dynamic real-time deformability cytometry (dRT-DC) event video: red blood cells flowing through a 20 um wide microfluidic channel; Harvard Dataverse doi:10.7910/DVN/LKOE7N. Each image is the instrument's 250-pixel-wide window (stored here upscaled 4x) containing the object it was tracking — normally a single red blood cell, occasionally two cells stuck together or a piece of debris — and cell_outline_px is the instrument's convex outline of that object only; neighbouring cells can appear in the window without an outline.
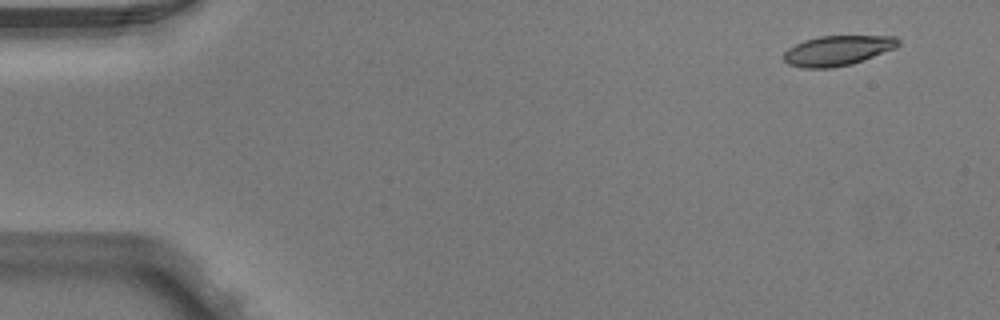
{"species": "Egyptian fruit bat (a non-hibernating species)", "species_latin": "Rousettus aegyptiacus", "temperature_condition": "warm", "stored_images_in_passage": 4, "camera_frame_rate_fps": 3000, "um_per_image_px": 0.085, "animal": {"sex": "male"}, "frame": {"image": 1, "passage_image": 1, "time_ms": 0.0, "image_size_px": [1000, 320], "cell_outline_px": [[900, 44], [896, 48], [852, 64], [832, 68], [804, 68], [788, 64], [784, 60], [784, 52], [788, 48], [804, 40], [820, 36], [896, 36], [900, 40]], "centroid_in_image_um": [71.21, 4.3], "position_along_channel_um": 13.8, "area_um2": 20.06}}
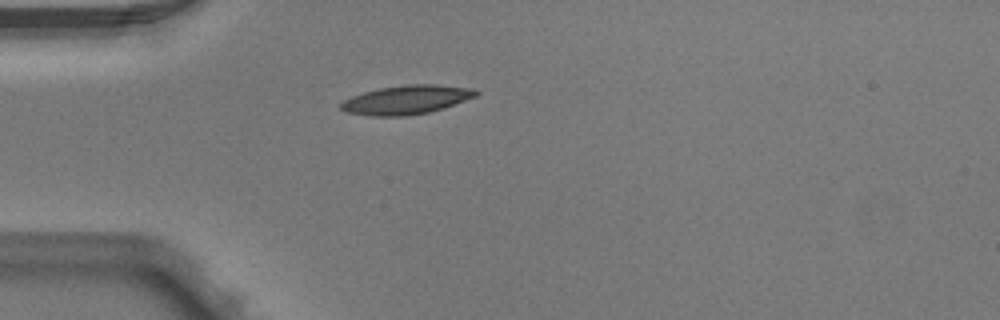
{"frame": {"image": 2, "passage_image": 4, "time_ms": 1.0, "image_size_px": [1000, 320], "cell_outline_px": [[480, 92], [476, 96], [428, 112], [404, 116], [368, 116], [348, 112], [340, 108], [340, 104], [344, 100], [352, 96], [364, 92], [380, 88], [408, 84], [436, 84], [472, 88]], "centroid_in_image_um": [34.52, 8.47], "position_along_channel_um": 50.5, "area_um2": 22.43}}